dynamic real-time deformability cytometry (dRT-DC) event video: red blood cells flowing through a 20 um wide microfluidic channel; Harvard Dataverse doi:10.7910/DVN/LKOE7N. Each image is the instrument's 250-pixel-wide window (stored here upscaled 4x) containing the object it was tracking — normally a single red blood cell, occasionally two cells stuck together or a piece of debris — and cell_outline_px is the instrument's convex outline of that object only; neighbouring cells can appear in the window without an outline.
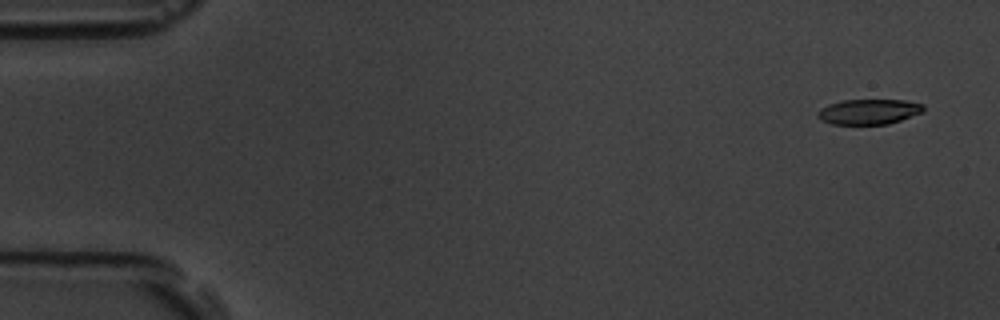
{"species": "common noctule bat (a hibernating species)", "species_latin": "Nyctalus noctula", "temperature_condition": "room temperature", "stored_images_in_passage": 4, "camera_frame_rate_fps": 3000, "um_per_image_px": 0.085, "animal": {"sex": "male", "body_mass_g": 19.5, "forearm_length_mm": 54.6}, "frame": {"image": 1, "passage_image": 1, "time_ms": 0.0, "image_size_px": [1000, 320], "cell_outline_px": [[924, 112], [888, 124], [832, 124], [820, 120], [816, 116], [820, 108], [828, 104], [840, 100], [904, 100], [924, 104]], "centroid_in_image_um": [73.83, 9.49], "position_along_channel_um": 11.2, "area_um2": 15.66}}
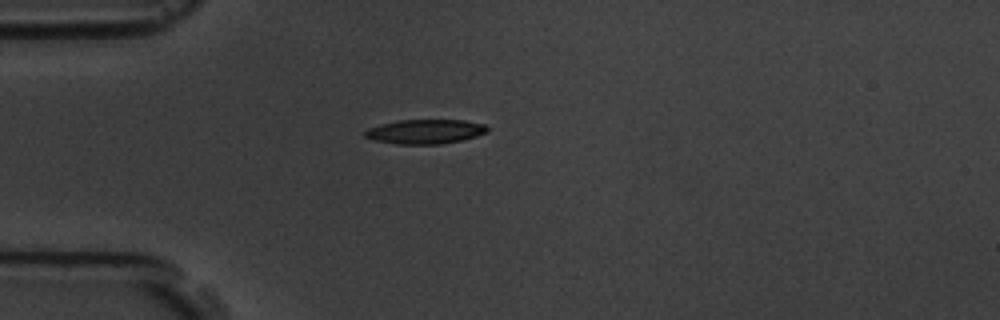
{"frame": {"image": 2, "passage_image": 4, "time_ms": 4.333, "image_size_px": [1000, 320], "cell_outline_px": [[488, 132], [476, 136], [460, 140], [440, 144], [396, 144], [372, 140], [364, 136], [364, 132], [368, 128], [380, 124], [400, 120], [464, 120], [484, 124], [488, 128]], "centroid_in_image_um": [36.11, 11.18], "position_along_channel_um": 48.9, "area_um2": 17.4}}